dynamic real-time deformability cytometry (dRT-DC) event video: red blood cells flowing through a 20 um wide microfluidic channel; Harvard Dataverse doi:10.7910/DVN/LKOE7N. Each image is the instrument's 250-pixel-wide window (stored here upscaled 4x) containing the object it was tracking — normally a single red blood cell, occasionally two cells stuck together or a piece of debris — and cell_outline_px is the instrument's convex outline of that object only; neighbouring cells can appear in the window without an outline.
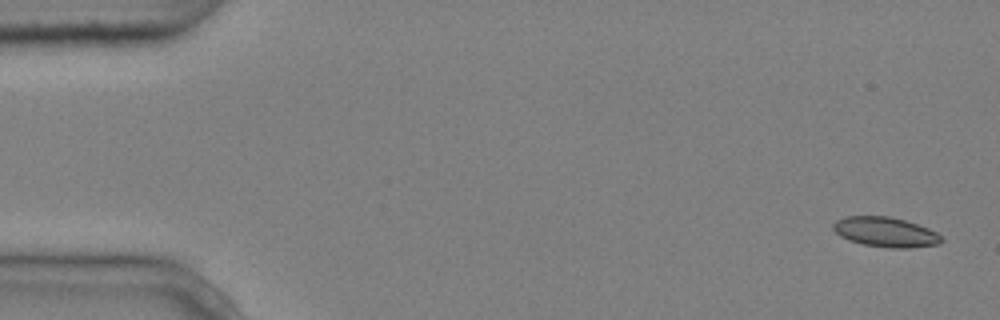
{"species": "common noctule bat (a hibernating species)", "species_latin": "Nyctalus noctula", "temperature_condition": "cold", "stored_images_in_passage": 5, "camera_frame_rate_fps": 3000, "um_per_image_px": 0.085, "animal": {"sex": "male", "body_mass_g": 20.4}, "frame": {"image": 1, "passage_image": 1, "time_ms": 0.0, "image_size_px": [1000, 320], "cell_outline_px": [[944, 240], [940, 244], [908, 248], [892, 248], [864, 244], [848, 240], [840, 236], [832, 228], [832, 224], [836, 220], [844, 216], [888, 216], [904, 220], [928, 228], [936, 232]], "centroid_in_image_um": [75.25, 19.72], "position_along_channel_um": 9.8, "area_um2": 18.79}}
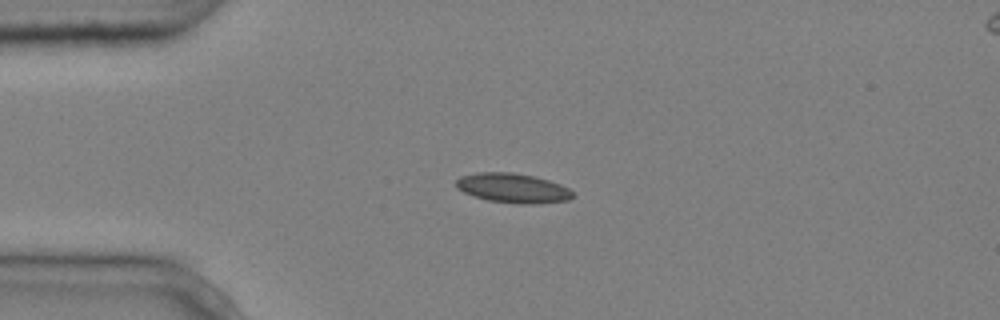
{"frame": {"image": 2, "passage_image": 4, "time_ms": 1.0, "image_size_px": [1000, 320], "cell_outline_px": [[576, 196], [568, 200], [540, 204], [520, 204], [488, 200], [472, 196], [456, 188], [456, 180], [460, 176], [476, 172], [512, 172], [536, 176], [560, 184], [568, 188]], "centroid_in_image_um": [43.6, 15.99], "position_along_channel_um": 41.4, "area_um2": 20.35}}